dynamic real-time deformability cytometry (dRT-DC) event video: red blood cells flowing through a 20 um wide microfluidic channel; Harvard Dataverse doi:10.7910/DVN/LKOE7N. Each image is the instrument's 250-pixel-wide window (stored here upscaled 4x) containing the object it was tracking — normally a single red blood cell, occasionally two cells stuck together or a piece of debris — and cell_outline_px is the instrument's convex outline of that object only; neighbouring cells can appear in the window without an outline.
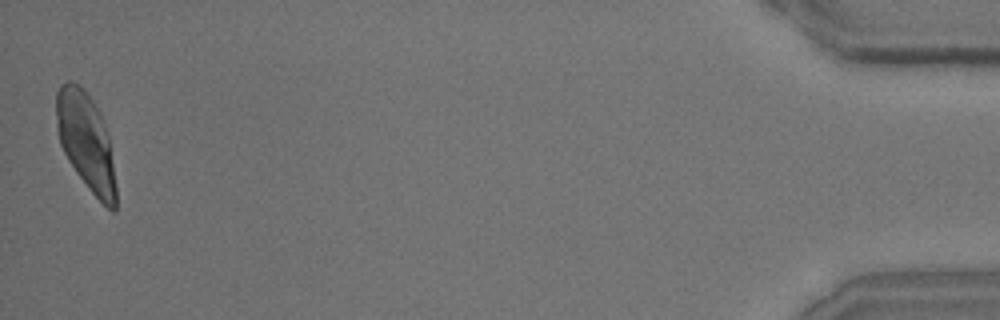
{"species": "common noctule bat (a hibernating species)", "species_latin": "Nyctalus noctula", "temperature_condition": "room temperature", "stored_images_in_passage": 48, "camera_frame_rate_fps": 3000, "um_per_image_px": 0.085, "animal": {"sex": "male", "body_mass_g": 15.6}, "frame": {"image": 1, "passage_image": 48, "time_ms": 15.667, "image_size_px": [1000, 320], "cell_outline_px": [[116, 212], [112, 212], [88, 188], [76, 172], [68, 160], [60, 144], [56, 132], [56, 92], [60, 84], [68, 80], [72, 80], [80, 84], [84, 88], [92, 100], [104, 124], [108, 136], [116, 184]], "centroid_in_image_um": [7.28, 12.01], "position_along_channel_um": 427.9, "area_um2": 33.81}}